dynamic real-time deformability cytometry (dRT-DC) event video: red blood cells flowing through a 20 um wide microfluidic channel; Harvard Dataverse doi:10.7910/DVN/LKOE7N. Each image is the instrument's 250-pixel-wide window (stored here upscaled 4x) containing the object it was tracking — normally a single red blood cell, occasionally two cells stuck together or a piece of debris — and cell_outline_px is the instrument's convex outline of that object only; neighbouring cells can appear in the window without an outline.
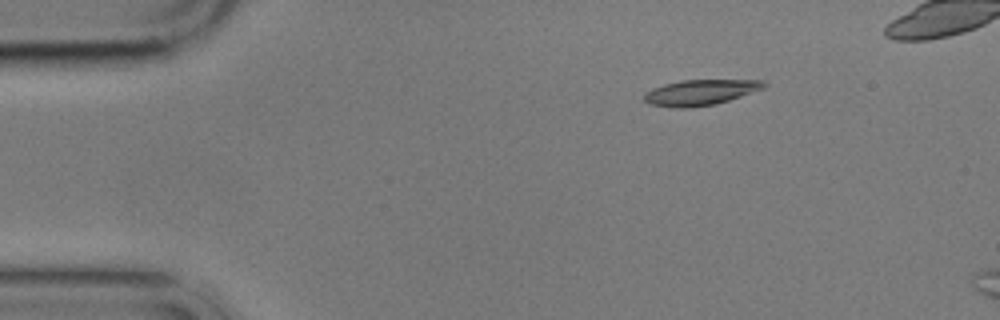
{"species": "common noctule bat (a hibernating species)", "species_latin": "Nyctalus noctula", "temperature_condition": "cold", "stored_images_in_passage": 4, "camera_frame_rate_fps": 3000, "um_per_image_px": 0.085, "animal": {"sex": "male", "body_mass_g": 17.9}, "frame": {"image": 1, "passage_image": 3, "time_ms": 2.667, "image_size_px": [1000, 320], "cell_outline_px": [[768, 84], [764, 88], [716, 104], [692, 108], [676, 108], [648, 104], [644, 100], [644, 96], [652, 88], [664, 84], [680, 80], [764, 80]], "centroid_in_image_um": [59.53, 7.86], "position_along_channel_um": 25.5, "area_um2": 17.86}}